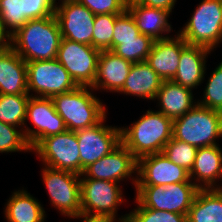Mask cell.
I'll return each mask as SVG.
<instances>
[{
  "mask_svg": "<svg viewBox=\"0 0 222 222\" xmlns=\"http://www.w3.org/2000/svg\"><path fill=\"white\" fill-rule=\"evenodd\" d=\"M0 94H29L26 62L8 44L0 49Z\"/></svg>",
  "mask_w": 222,
  "mask_h": 222,
  "instance_id": "22",
  "label": "cell"
},
{
  "mask_svg": "<svg viewBox=\"0 0 222 222\" xmlns=\"http://www.w3.org/2000/svg\"><path fill=\"white\" fill-rule=\"evenodd\" d=\"M175 37L155 40L146 62L162 80H172L179 66L181 51L188 43L177 33Z\"/></svg>",
  "mask_w": 222,
  "mask_h": 222,
  "instance_id": "19",
  "label": "cell"
},
{
  "mask_svg": "<svg viewBox=\"0 0 222 222\" xmlns=\"http://www.w3.org/2000/svg\"><path fill=\"white\" fill-rule=\"evenodd\" d=\"M178 34L189 45L214 51L222 42V0H202Z\"/></svg>",
  "mask_w": 222,
  "mask_h": 222,
  "instance_id": "5",
  "label": "cell"
},
{
  "mask_svg": "<svg viewBox=\"0 0 222 222\" xmlns=\"http://www.w3.org/2000/svg\"><path fill=\"white\" fill-rule=\"evenodd\" d=\"M95 15L122 14L127 9L128 0H77Z\"/></svg>",
  "mask_w": 222,
  "mask_h": 222,
  "instance_id": "36",
  "label": "cell"
},
{
  "mask_svg": "<svg viewBox=\"0 0 222 222\" xmlns=\"http://www.w3.org/2000/svg\"><path fill=\"white\" fill-rule=\"evenodd\" d=\"M211 52L208 48L188 44L181 51L179 66L172 81L190 90L197 89L205 79L206 59Z\"/></svg>",
  "mask_w": 222,
  "mask_h": 222,
  "instance_id": "21",
  "label": "cell"
},
{
  "mask_svg": "<svg viewBox=\"0 0 222 222\" xmlns=\"http://www.w3.org/2000/svg\"><path fill=\"white\" fill-rule=\"evenodd\" d=\"M132 65V62L110 50L101 51L96 77L91 87L95 91L100 89V91L118 93L122 89Z\"/></svg>",
  "mask_w": 222,
  "mask_h": 222,
  "instance_id": "20",
  "label": "cell"
},
{
  "mask_svg": "<svg viewBox=\"0 0 222 222\" xmlns=\"http://www.w3.org/2000/svg\"><path fill=\"white\" fill-rule=\"evenodd\" d=\"M153 43L150 36L141 33L137 39L119 40L112 52L132 63L142 62L147 60Z\"/></svg>",
  "mask_w": 222,
  "mask_h": 222,
  "instance_id": "29",
  "label": "cell"
},
{
  "mask_svg": "<svg viewBox=\"0 0 222 222\" xmlns=\"http://www.w3.org/2000/svg\"><path fill=\"white\" fill-rule=\"evenodd\" d=\"M52 1L55 4V6H57V4L59 3V2H56L57 0H52ZM73 1H77V0H60L59 4L66 3V2H73Z\"/></svg>",
  "mask_w": 222,
  "mask_h": 222,
  "instance_id": "40",
  "label": "cell"
},
{
  "mask_svg": "<svg viewBox=\"0 0 222 222\" xmlns=\"http://www.w3.org/2000/svg\"><path fill=\"white\" fill-rule=\"evenodd\" d=\"M143 114L129 127H120L121 143L137 160L162 152L173 132V120L163 113L149 109Z\"/></svg>",
  "mask_w": 222,
  "mask_h": 222,
  "instance_id": "2",
  "label": "cell"
},
{
  "mask_svg": "<svg viewBox=\"0 0 222 222\" xmlns=\"http://www.w3.org/2000/svg\"><path fill=\"white\" fill-rule=\"evenodd\" d=\"M107 115L96 125L75 131L80 151V175L121 143L120 127L104 125Z\"/></svg>",
  "mask_w": 222,
  "mask_h": 222,
  "instance_id": "12",
  "label": "cell"
},
{
  "mask_svg": "<svg viewBox=\"0 0 222 222\" xmlns=\"http://www.w3.org/2000/svg\"><path fill=\"white\" fill-rule=\"evenodd\" d=\"M137 208L128 213L127 222H187V216L168 211L145 208L136 198Z\"/></svg>",
  "mask_w": 222,
  "mask_h": 222,
  "instance_id": "34",
  "label": "cell"
},
{
  "mask_svg": "<svg viewBox=\"0 0 222 222\" xmlns=\"http://www.w3.org/2000/svg\"><path fill=\"white\" fill-rule=\"evenodd\" d=\"M30 96L29 94H0V122L23 130Z\"/></svg>",
  "mask_w": 222,
  "mask_h": 222,
  "instance_id": "28",
  "label": "cell"
},
{
  "mask_svg": "<svg viewBox=\"0 0 222 222\" xmlns=\"http://www.w3.org/2000/svg\"><path fill=\"white\" fill-rule=\"evenodd\" d=\"M134 177H137V159L122 143L106 156L86 167L80 175V178H93L117 183L129 178L132 180L131 183L136 186L137 178Z\"/></svg>",
  "mask_w": 222,
  "mask_h": 222,
  "instance_id": "14",
  "label": "cell"
},
{
  "mask_svg": "<svg viewBox=\"0 0 222 222\" xmlns=\"http://www.w3.org/2000/svg\"><path fill=\"white\" fill-rule=\"evenodd\" d=\"M62 38L93 46L95 14L78 1L56 6Z\"/></svg>",
  "mask_w": 222,
  "mask_h": 222,
  "instance_id": "17",
  "label": "cell"
},
{
  "mask_svg": "<svg viewBox=\"0 0 222 222\" xmlns=\"http://www.w3.org/2000/svg\"><path fill=\"white\" fill-rule=\"evenodd\" d=\"M75 131L43 138L31 152L44 166L80 175V151Z\"/></svg>",
  "mask_w": 222,
  "mask_h": 222,
  "instance_id": "9",
  "label": "cell"
},
{
  "mask_svg": "<svg viewBox=\"0 0 222 222\" xmlns=\"http://www.w3.org/2000/svg\"><path fill=\"white\" fill-rule=\"evenodd\" d=\"M4 212L8 222H44L46 219L43 205L24 188L13 192Z\"/></svg>",
  "mask_w": 222,
  "mask_h": 222,
  "instance_id": "26",
  "label": "cell"
},
{
  "mask_svg": "<svg viewBox=\"0 0 222 222\" xmlns=\"http://www.w3.org/2000/svg\"><path fill=\"white\" fill-rule=\"evenodd\" d=\"M154 100L158 101L160 107L157 111L172 120L183 116L197 105L193 91L172 80H163Z\"/></svg>",
  "mask_w": 222,
  "mask_h": 222,
  "instance_id": "24",
  "label": "cell"
},
{
  "mask_svg": "<svg viewBox=\"0 0 222 222\" xmlns=\"http://www.w3.org/2000/svg\"><path fill=\"white\" fill-rule=\"evenodd\" d=\"M26 67L28 93L33 97L51 98L78 87L68 71L56 58L26 62Z\"/></svg>",
  "mask_w": 222,
  "mask_h": 222,
  "instance_id": "7",
  "label": "cell"
},
{
  "mask_svg": "<svg viewBox=\"0 0 222 222\" xmlns=\"http://www.w3.org/2000/svg\"><path fill=\"white\" fill-rule=\"evenodd\" d=\"M94 91L92 87L78 86L70 92L51 97L68 131L92 127L107 115L106 106L93 94Z\"/></svg>",
  "mask_w": 222,
  "mask_h": 222,
  "instance_id": "3",
  "label": "cell"
},
{
  "mask_svg": "<svg viewBox=\"0 0 222 222\" xmlns=\"http://www.w3.org/2000/svg\"><path fill=\"white\" fill-rule=\"evenodd\" d=\"M80 192L81 212L118 217V207L124 202L123 191L119 183L80 178Z\"/></svg>",
  "mask_w": 222,
  "mask_h": 222,
  "instance_id": "13",
  "label": "cell"
},
{
  "mask_svg": "<svg viewBox=\"0 0 222 222\" xmlns=\"http://www.w3.org/2000/svg\"><path fill=\"white\" fill-rule=\"evenodd\" d=\"M161 77L146 61L133 63L122 89L118 93L154 100L162 85Z\"/></svg>",
  "mask_w": 222,
  "mask_h": 222,
  "instance_id": "25",
  "label": "cell"
},
{
  "mask_svg": "<svg viewBox=\"0 0 222 222\" xmlns=\"http://www.w3.org/2000/svg\"><path fill=\"white\" fill-rule=\"evenodd\" d=\"M135 198L145 207L186 215L199 188L193 182L166 186H135Z\"/></svg>",
  "mask_w": 222,
  "mask_h": 222,
  "instance_id": "6",
  "label": "cell"
},
{
  "mask_svg": "<svg viewBox=\"0 0 222 222\" xmlns=\"http://www.w3.org/2000/svg\"><path fill=\"white\" fill-rule=\"evenodd\" d=\"M127 10L143 35L150 36L154 41L171 37L169 33L172 31V25L168 22L170 17L168 11L147 7L137 0H128Z\"/></svg>",
  "mask_w": 222,
  "mask_h": 222,
  "instance_id": "23",
  "label": "cell"
},
{
  "mask_svg": "<svg viewBox=\"0 0 222 222\" xmlns=\"http://www.w3.org/2000/svg\"><path fill=\"white\" fill-rule=\"evenodd\" d=\"M18 129L14 125L0 122V153L32 151L23 130Z\"/></svg>",
  "mask_w": 222,
  "mask_h": 222,
  "instance_id": "33",
  "label": "cell"
},
{
  "mask_svg": "<svg viewBox=\"0 0 222 222\" xmlns=\"http://www.w3.org/2000/svg\"><path fill=\"white\" fill-rule=\"evenodd\" d=\"M82 219V222H127L128 214L122 215L120 218H114L108 215H94L81 212L78 216L73 217V219ZM118 219V220H117Z\"/></svg>",
  "mask_w": 222,
  "mask_h": 222,
  "instance_id": "37",
  "label": "cell"
},
{
  "mask_svg": "<svg viewBox=\"0 0 222 222\" xmlns=\"http://www.w3.org/2000/svg\"><path fill=\"white\" fill-rule=\"evenodd\" d=\"M100 50L62 38L56 59L78 86L91 87L96 77Z\"/></svg>",
  "mask_w": 222,
  "mask_h": 222,
  "instance_id": "10",
  "label": "cell"
},
{
  "mask_svg": "<svg viewBox=\"0 0 222 222\" xmlns=\"http://www.w3.org/2000/svg\"><path fill=\"white\" fill-rule=\"evenodd\" d=\"M140 4L168 11L170 14L174 9L177 0H137Z\"/></svg>",
  "mask_w": 222,
  "mask_h": 222,
  "instance_id": "38",
  "label": "cell"
},
{
  "mask_svg": "<svg viewBox=\"0 0 222 222\" xmlns=\"http://www.w3.org/2000/svg\"><path fill=\"white\" fill-rule=\"evenodd\" d=\"M187 222H222V189H199L188 211Z\"/></svg>",
  "mask_w": 222,
  "mask_h": 222,
  "instance_id": "27",
  "label": "cell"
},
{
  "mask_svg": "<svg viewBox=\"0 0 222 222\" xmlns=\"http://www.w3.org/2000/svg\"><path fill=\"white\" fill-rule=\"evenodd\" d=\"M62 39L55 15L27 21L7 44L25 61L51 60L57 57Z\"/></svg>",
  "mask_w": 222,
  "mask_h": 222,
  "instance_id": "1",
  "label": "cell"
},
{
  "mask_svg": "<svg viewBox=\"0 0 222 222\" xmlns=\"http://www.w3.org/2000/svg\"><path fill=\"white\" fill-rule=\"evenodd\" d=\"M7 44V38L0 32V49Z\"/></svg>",
  "mask_w": 222,
  "mask_h": 222,
  "instance_id": "39",
  "label": "cell"
},
{
  "mask_svg": "<svg viewBox=\"0 0 222 222\" xmlns=\"http://www.w3.org/2000/svg\"><path fill=\"white\" fill-rule=\"evenodd\" d=\"M34 125L27 127V121ZM67 131L62 117L56 112L51 98L30 96L26 107L24 136L33 149L43 138Z\"/></svg>",
  "mask_w": 222,
  "mask_h": 222,
  "instance_id": "11",
  "label": "cell"
},
{
  "mask_svg": "<svg viewBox=\"0 0 222 222\" xmlns=\"http://www.w3.org/2000/svg\"><path fill=\"white\" fill-rule=\"evenodd\" d=\"M172 137L197 148L219 145L216 140L222 138V112L197 104L173 120Z\"/></svg>",
  "mask_w": 222,
  "mask_h": 222,
  "instance_id": "4",
  "label": "cell"
},
{
  "mask_svg": "<svg viewBox=\"0 0 222 222\" xmlns=\"http://www.w3.org/2000/svg\"><path fill=\"white\" fill-rule=\"evenodd\" d=\"M136 178V186H166L179 182H192L189 172L170 161L163 152L139 158Z\"/></svg>",
  "mask_w": 222,
  "mask_h": 222,
  "instance_id": "16",
  "label": "cell"
},
{
  "mask_svg": "<svg viewBox=\"0 0 222 222\" xmlns=\"http://www.w3.org/2000/svg\"><path fill=\"white\" fill-rule=\"evenodd\" d=\"M140 34L141 33L140 30L137 28L135 19L126 9L115 20L113 33V49L117 45H119V40L137 39V36Z\"/></svg>",
  "mask_w": 222,
  "mask_h": 222,
  "instance_id": "35",
  "label": "cell"
},
{
  "mask_svg": "<svg viewBox=\"0 0 222 222\" xmlns=\"http://www.w3.org/2000/svg\"><path fill=\"white\" fill-rule=\"evenodd\" d=\"M200 99L197 100L198 105L222 112V61L208 78Z\"/></svg>",
  "mask_w": 222,
  "mask_h": 222,
  "instance_id": "32",
  "label": "cell"
},
{
  "mask_svg": "<svg viewBox=\"0 0 222 222\" xmlns=\"http://www.w3.org/2000/svg\"><path fill=\"white\" fill-rule=\"evenodd\" d=\"M197 149L193 145L172 137L166 143L162 152L170 161L190 173L194 165Z\"/></svg>",
  "mask_w": 222,
  "mask_h": 222,
  "instance_id": "30",
  "label": "cell"
},
{
  "mask_svg": "<svg viewBox=\"0 0 222 222\" xmlns=\"http://www.w3.org/2000/svg\"><path fill=\"white\" fill-rule=\"evenodd\" d=\"M120 14L95 15L93 31V47L103 50H113V33L116 18Z\"/></svg>",
  "mask_w": 222,
  "mask_h": 222,
  "instance_id": "31",
  "label": "cell"
},
{
  "mask_svg": "<svg viewBox=\"0 0 222 222\" xmlns=\"http://www.w3.org/2000/svg\"><path fill=\"white\" fill-rule=\"evenodd\" d=\"M220 147L212 145L197 149L189 176L199 189H222V183H218L222 181V149Z\"/></svg>",
  "mask_w": 222,
  "mask_h": 222,
  "instance_id": "18",
  "label": "cell"
},
{
  "mask_svg": "<svg viewBox=\"0 0 222 222\" xmlns=\"http://www.w3.org/2000/svg\"><path fill=\"white\" fill-rule=\"evenodd\" d=\"M41 176L52 206L70 219L78 216L81 213L80 175L43 166Z\"/></svg>",
  "mask_w": 222,
  "mask_h": 222,
  "instance_id": "8",
  "label": "cell"
},
{
  "mask_svg": "<svg viewBox=\"0 0 222 222\" xmlns=\"http://www.w3.org/2000/svg\"><path fill=\"white\" fill-rule=\"evenodd\" d=\"M52 0H0V32L8 39L27 21L55 15Z\"/></svg>",
  "mask_w": 222,
  "mask_h": 222,
  "instance_id": "15",
  "label": "cell"
}]
</instances>
